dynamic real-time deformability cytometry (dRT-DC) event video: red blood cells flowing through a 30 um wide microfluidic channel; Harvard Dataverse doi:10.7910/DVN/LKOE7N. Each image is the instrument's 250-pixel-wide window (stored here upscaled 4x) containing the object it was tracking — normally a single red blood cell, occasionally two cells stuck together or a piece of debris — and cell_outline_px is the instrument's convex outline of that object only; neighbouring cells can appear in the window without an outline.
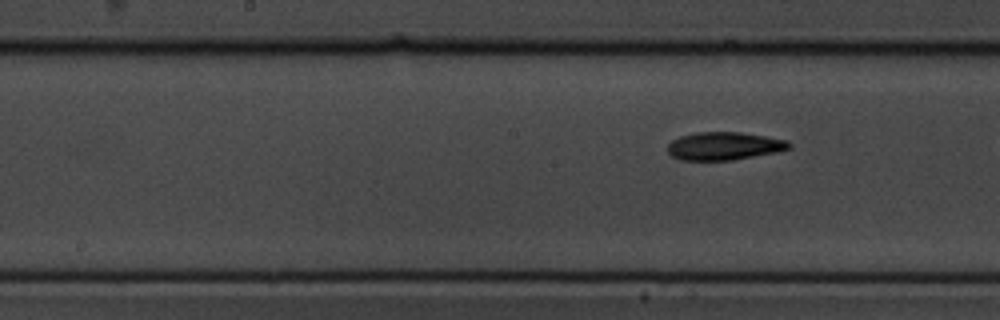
{"species": "common noctule bat (a hibernating species)", "species_latin": "Nyctalus noctula", "temperature_condition": "cold", "stored_images_in_passage": 10, "segment_of_instrument_passage": [2, 2], "camera_frame_rate_fps": 3000, "um_per_image_px": 0.085, "animal": {"sex": "male", "body_mass_g": 19.5, "forearm_length_mm": 54.6}, "frame": {"image": 1, "passage_image": 10, "time_ms": 10.333, "image_size_px": [1000, 320], "cell_outline_px": [[792, 148], [776, 152], [732, 160], [680, 160], [672, 156], [668, 152], [668, 144], [672, 140], [680, 136], [696, 132], [740, 132], [788, 140], [792, 144]], "centroid_in_image_um": [61.56, 12.41], "position_along_channel_um": 186.6, "area_um2": 19.83}}